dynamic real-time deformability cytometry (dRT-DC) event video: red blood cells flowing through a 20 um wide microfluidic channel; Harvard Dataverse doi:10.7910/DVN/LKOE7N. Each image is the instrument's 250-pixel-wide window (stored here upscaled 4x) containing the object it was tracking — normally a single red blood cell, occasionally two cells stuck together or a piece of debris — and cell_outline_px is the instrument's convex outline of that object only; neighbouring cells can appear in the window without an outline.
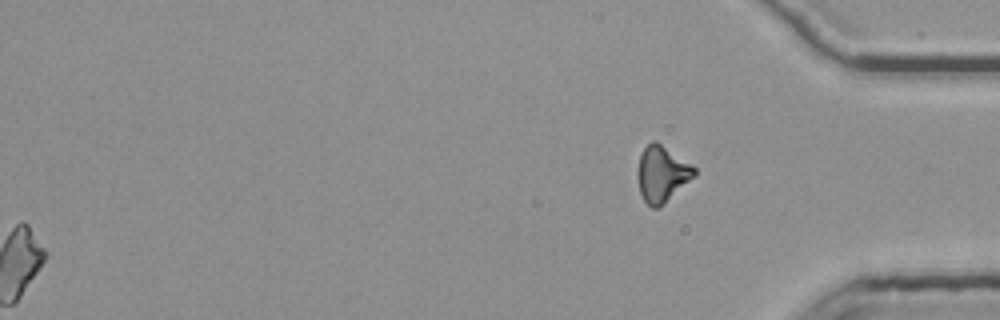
{"species": "common noctule bat (a hibernating species)", "species_latin": "Nyctalus noctula", "temperature_condition": "room temperature", "stored_images_in_passage": 55, "segment_of_instrument_passage": [2, 2], "camera_frame_rate_fps": 3000, "um_per_image_px": 0.085, "animal": {"sex": "female", "body_mass_g": 25.1}, "frame": {"image": 1, "passage_image": 55, "time_ms": 18.0, "image_size_px": [1000, 320], "cell_outline_px": [[696, 176], [660, 208], [652, 208], [644, 200], [640, 192], [636, 176], [636, 172], [640, 156], [644, 148], [652, 140], [656, 140], [692, 164], [696, 168]], "centroid_in_image_um": [56.27, 14.79], "position_along_channel_um": 378.9, "area_um2": 18.9}}